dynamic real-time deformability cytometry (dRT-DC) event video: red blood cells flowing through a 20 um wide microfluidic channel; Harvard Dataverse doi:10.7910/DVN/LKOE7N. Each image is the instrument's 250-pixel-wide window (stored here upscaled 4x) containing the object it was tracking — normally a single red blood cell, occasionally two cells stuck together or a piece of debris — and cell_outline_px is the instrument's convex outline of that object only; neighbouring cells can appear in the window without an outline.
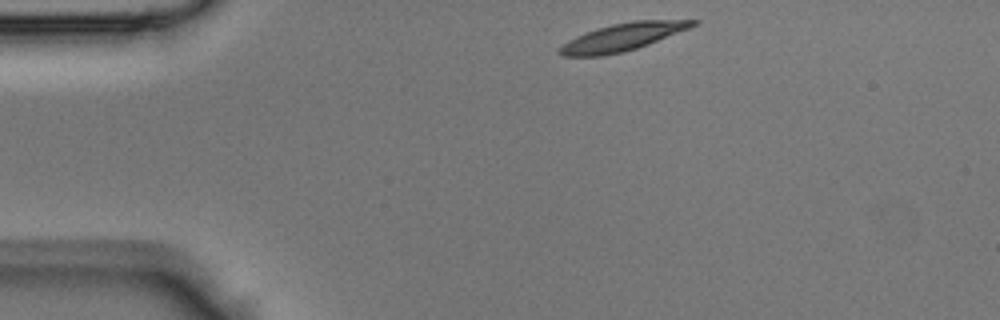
{"species": "Egyptian fruit bat (a non-hibernating species)", "species_latin": "Rousettus aegyptiacus", "temperature_condition": "room temperature", "stored_images_in_passage": 37, "camera_frame_rate_fps": 3000, "um_per_image_px": 0.085, "animal": {"sex": "male"}, "frame": {"image": 1, "passage_image": 1, "time_ms": 0.0, "image_size_px": [1000, 320], "cell_outline_px": [[700, 20], [696, 24], [688, 28], [636, 48], [624, 52], [604, 56], [560, 56], [556, 52], [568, 40], [576, 36], [596, 28], [612, 24], [632, 20]], "centroid_in_image_um": [52.84, 3.16], "position_along_channel_um": 32.2, "area_um2": 21.1}}
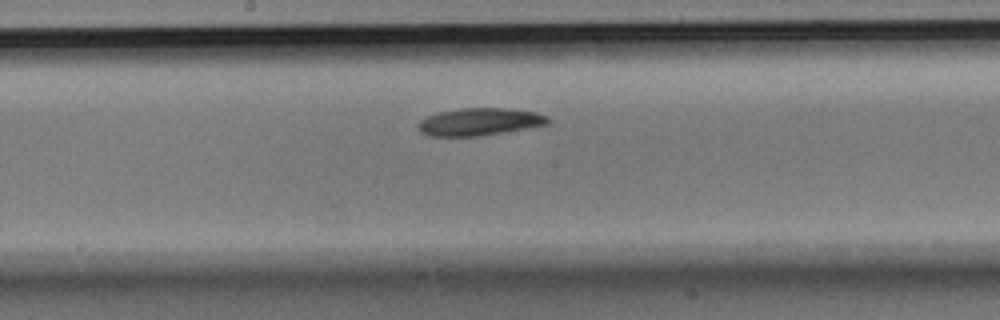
{"frame": {"image": 2, "passage_image": 16, "time_ms": 5.0, "image_size_px": [1000, 320], "cell_outline_px": [[548, 124], [480, 136], [428, 136], [420, 132], [420, 120], [436, 112], [460, 108], [508, 108], [536, 112], [548, 116]], "centroid_in_image_um": [40.75, 10.34], "position_along_channel_um": 207.5, "area_um2": 20.63}}
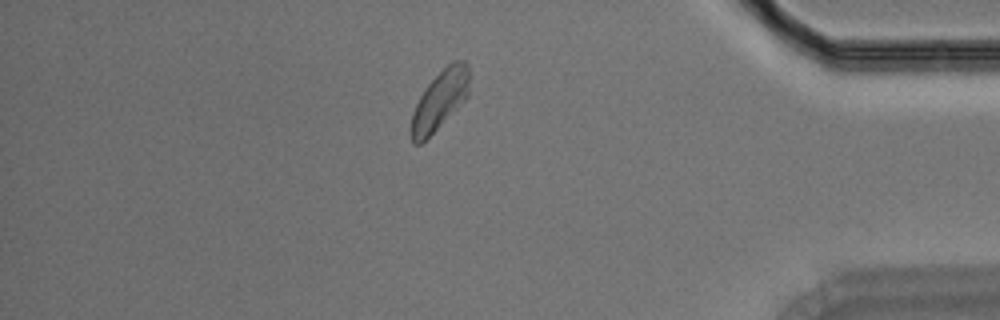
{"frame": {"image": 3, "passage_image": 31, "time_ms": 10.0, "image_size_px": [1000, 320], "cell_outline_px": [[468, 96], [420, 144], [412, 144], [412, 116], [416, 104], [420, 96], [428, 84], [452, 60], [464, 60], [468, 64]], "centroid_in_image_um": [37.39, 8.46], "position_along_channel_um": 397.8, "area_um2": 19.19}}